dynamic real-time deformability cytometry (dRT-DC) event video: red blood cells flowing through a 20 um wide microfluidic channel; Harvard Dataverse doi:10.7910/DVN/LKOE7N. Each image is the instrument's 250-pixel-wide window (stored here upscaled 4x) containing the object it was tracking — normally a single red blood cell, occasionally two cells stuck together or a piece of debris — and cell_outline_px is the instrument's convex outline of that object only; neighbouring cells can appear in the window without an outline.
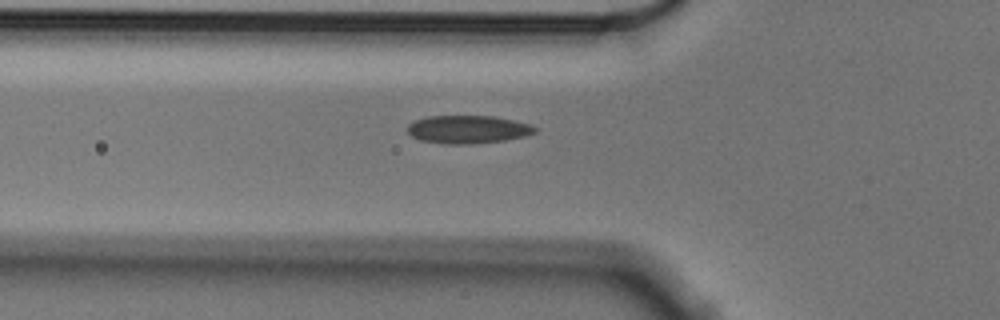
{"species": "Egyptian fruit bat (a non-hibernating species)", "species_latin": "Rousettus aegyptiacus", "temperature_condition": "cold", "stored_images_in_passage": 39, "camera_frame_rate_fps": 3000, "um_per_image_px": 0.085, "animal": {"sex": "male"}, "frame": {"image": 1, "passage_image": 2, "time_ms": 0.333, "image_size_px": [1000, 320], "cell_outline_px": [[536, 132], [524, 136], [504, 140], [472, 144], [444, 144], [420, 140], [412, 136], [404, 128], [412, 120], [428, 116], [492, 116], [512, 120], [528, 124], [536, 128]], "centroid_in_image_um": [39.68, 11.0], "position_along_channel_um": 86.1, "area_um2": 20.87}}
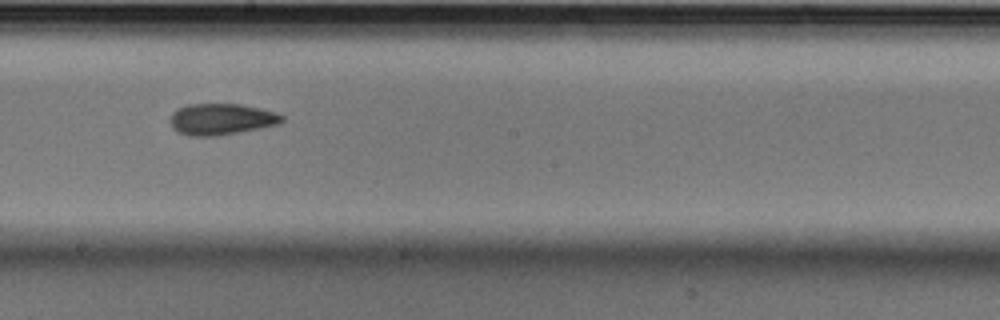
{"frame": {"image": 2, "passage_image": 14, "time_ms": 4.333, "image_size_px": [1000, 320], "cell_outline_px": [[284, 120], [280, 124], [240, 132], [216, 136], [188, 136], [176, 132], [172, 128], [168, 120], [172, 112], [176, 108], [188, 104], [240, 104], [260, 108], [276, 112], [284, 116]], "centroid_in_image_um": [18.77, 10.13], "position_along_channel_um": 229.4, "area_um2": 20.81}}
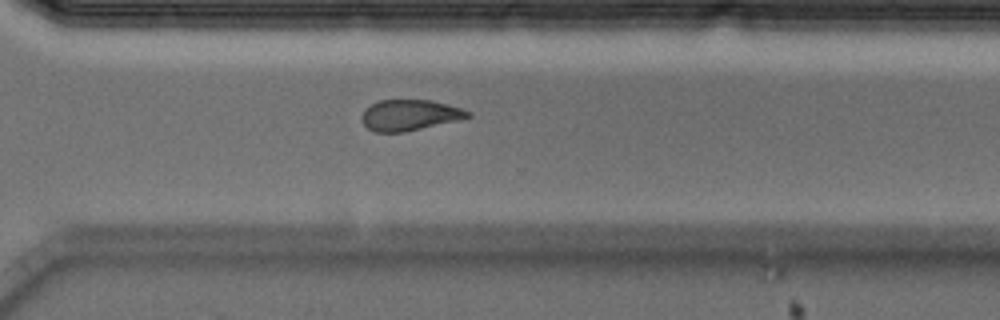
{"frame": {"image": 3, "passage_image": 23, "time_ms": 7.333, "image_size_px": [1000, 320], "cell_outline_px": [[472, 116], [460, 120], [404, 132], [376, 132], [368, 128], [364, 124], [360, 116], [364, 108], [380, 100], [432, 100], [464, 108], [472, 112]], "centroid_in_image_um": [34.86, 9.78], "position_along_channel_um": 335.7, "area_um2": 19.31}}